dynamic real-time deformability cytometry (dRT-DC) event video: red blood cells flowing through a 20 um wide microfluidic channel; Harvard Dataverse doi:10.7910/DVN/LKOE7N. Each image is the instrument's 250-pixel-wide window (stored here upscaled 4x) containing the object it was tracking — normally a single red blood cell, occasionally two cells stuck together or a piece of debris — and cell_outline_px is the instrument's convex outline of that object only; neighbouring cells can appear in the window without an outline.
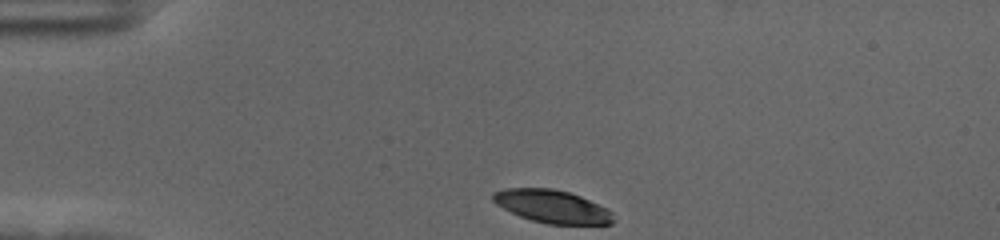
{"species": "human", "species_latin": "Homo sapiens", "temperature_condition": "cold", "stored_images_in_passage": 36, "camera_frame_rate_fps": 3000, "um_per_image_px": 0.085, "donor": {"sex": "female"}, "frame": {"image": 1, "passage_image": 1, "time_ms": 0.0, "image_size_px": [1000, 240], "cell_outline_px": [[616, 220], [612, 224], [548, 224], [532, 220], [520, 216], [496, 204], [492, 200], [492, 192], [504, 188], [552, 188], [568, 192], [580, 196], [608, 208], [612, 212]], "centroid_in_image_um": [46.96, 17.54], "position_along_channel_um": 38.0, "area_um2": 23.18}}
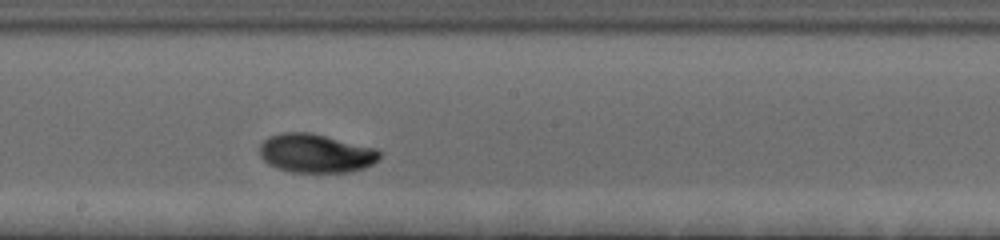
{"frame": {"image": 2, "passage_image": 20, "time_ms": 6.333, "image_size_px": [1000, 240], "cell_outline_px": [[380, 160], [364, 168], [348, 172], [292, 172], [276, 168], [268, 164], [260, 156], [260, 144], [268, 136], [280, 132], [308, 132], [380, 148]], "centroid_in_image_um": [26.86, 13.02], "position_along_channel_um": 221.3, "area_um2": 27.46}}
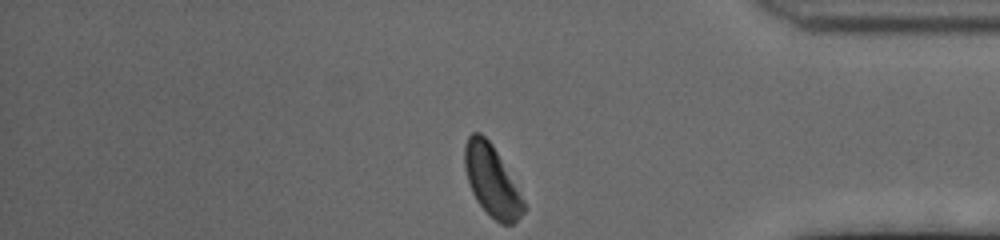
{"frame": {"image": 3, "passage_image": 36, "time_ms": 11.667, "image_size_px": [1000, 240], "cell_outline_px": [[528, 208], [512, 224], [500, 224], [476, 200], [472, 192], [464, 168], [464, 144], [468, 136], [472, 132], [480, 132], [492, 144], [524, 200]], "centroid_in_image_um": [41.79, 15.35], "position_along_channel_um": 393.4, "area_um2": 24.04}, "authors_computed_cell_mechanics": {"area_um2": 26.2123, "velocity_mm_per_s": 3.5941, "shape_relaxation_time_tau1_ms": 2.4233, "shape_relaxation_time_tau2_ms": null, "deformation_change_tau1": 0.1446, "deformation_change_tau2": null}}